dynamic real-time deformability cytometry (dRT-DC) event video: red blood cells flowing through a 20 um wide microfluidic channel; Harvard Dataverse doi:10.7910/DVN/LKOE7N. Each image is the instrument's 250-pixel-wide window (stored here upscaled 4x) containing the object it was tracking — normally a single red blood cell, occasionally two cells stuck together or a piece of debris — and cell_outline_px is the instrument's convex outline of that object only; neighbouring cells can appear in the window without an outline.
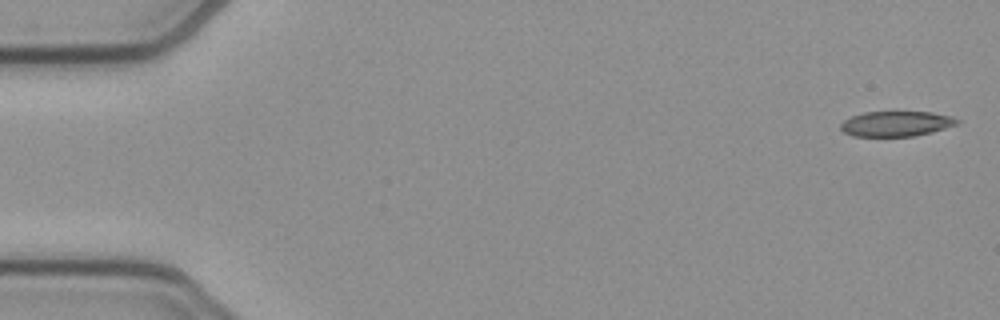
{"species": "common noctule bat (a hibernating species)", "species_latin": "Nyctalus noctula", "temperature_condition": "cold", "stored_images_in_passage": 52, "camera_frame_rate_fps": 3000, "um_per_image_px": 0.085, "animal": {"sex": "female", "body_mass_g": 21.9}, "frame": {"image": 1, "passage_image": 1, "time_ms": 0.0, "image_size_px": [1000, 320], "cell_outline_px": [[960, 124], [932, 132], [912, 136], [852, 136], [844, 132], [840, 128], [840, 124], [844, 120], [852, 116], [864, 112], [932, 112], [952, 116], [960, 120]], "centroid_in_image_um": [76.21, 10.51], "position_along_channel_um": 8.8, "area_um2": 17.17}}
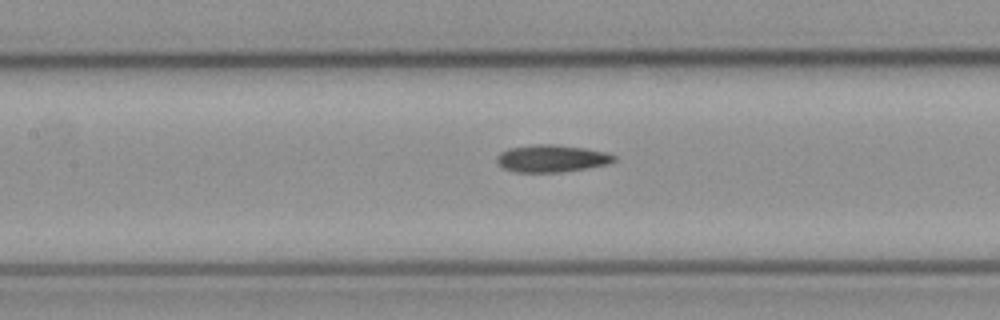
{"frame": {"image": 2, "passage_image": 23, "time_ms": 7.333, "image_size_px": [1000, 320], "cell_outline_px": [[616, 160], [608, 164], [588, 168], [560, 172], [516, 172], [504, 168], [496, 160], [496, 156], [500, 152], [508, 148], [536, 144], [552, 144], [584, 148], [608, 152], [616, 156]], "centroid_in_image_um": [46.91, 13.46], "position_along_channel_um": 160.5, "area_um2": 18.67}}
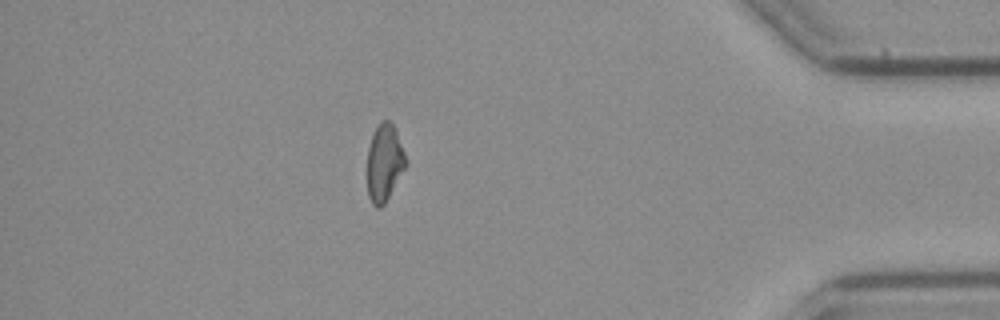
{"frame": {"image": 3, "passage_image": 45, "time_ms": 14.667, "image_size_px": [1000, 320], "cell_outline_px": [[408, 164], [384, 204], [380, 208], [376, 208], [372, 204], [368, 196], [368, 148], [372, 136], [380, 120], [388, 120], [392, 124], [396, 132], [404, 152]], "centroid_in_image_um": [32.68, 13.86], "position_along_channel_um": 402.5, "area_um2": 17.17}, "authors_computed_cell_mechanics": {"area_um2": 18.496, "velocity_mm_per_s": 3.9161, "shape_relaxation_time_tau1_ms": null, "shape_relaxation_time_tau2_ms": 5.5849, "deformation_change_tau1": null, "deformation_change_tau2": 0.1432}}